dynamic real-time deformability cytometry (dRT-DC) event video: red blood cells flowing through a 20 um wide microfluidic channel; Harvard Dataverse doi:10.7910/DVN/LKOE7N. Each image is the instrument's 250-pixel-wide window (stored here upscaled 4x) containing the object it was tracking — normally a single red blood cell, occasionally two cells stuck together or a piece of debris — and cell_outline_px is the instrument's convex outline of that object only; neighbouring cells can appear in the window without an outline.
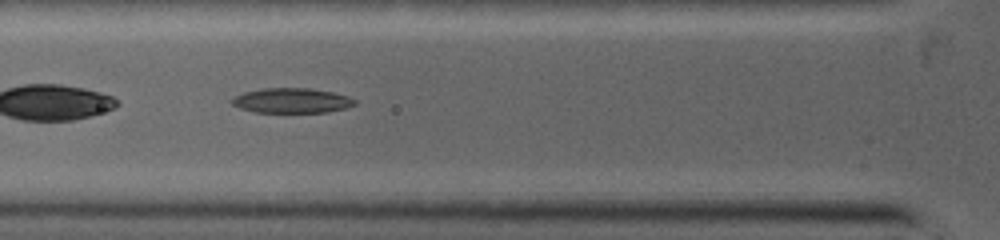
{"species": "common noctule bat (a hibernating species)", "species_latin": "Nyctalus noctula", "temperature_condition": "warm", "stored_images_in_passage": 62, "camera_frame_rate_fps": 5000, "um_per_image_px": 0.085, "animal": {"sex": "female", "body_mass_g": 19.0, "forearm_length_mm": 53.3}, "frame": {"image": 1, "passage_image": 10, "time_ms": 1.4, "image_size_px": [1000, 240], "cell_outline_px": [[356, 104], [344, 108], [328, 112], [256, 112], [240, 108], [232, 104], [228, 100], [232, 96], [244, 92], [260, 88], [308, 88], [332, 92], [348, 96], [356, 100]], "centroid_in_image_um": [24.74, 8.54], "position_along_channel_um": 101.1, "area_um2": 17.92}}
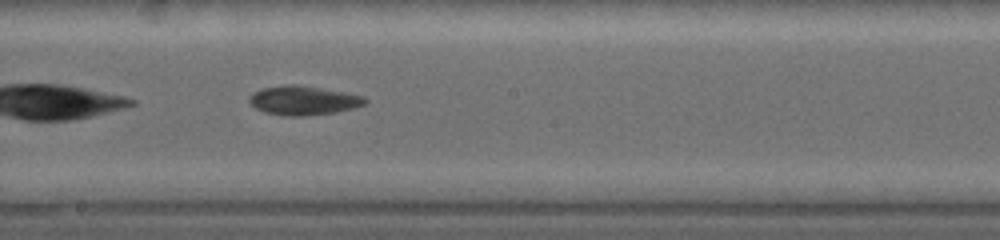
{"frame": {"image": 2, "passage_image": 30, "time_ms": 4.0, "image_size_px": [1000, 240], "cell_outline_px": [[368, 100], [364, 104], [352, 108], [336, 112], [296, 116], [288, 116], [264, 112], [256, 108], [248, 100], [248, 96], [252, 92], [264, 88], [284, 84], [296, 84], [344, 92], [364, 96]], "centroid_in_image_um": [25.75, 8.52], "position_along_channel_um": 222.4, "area_um2": 19.48}}
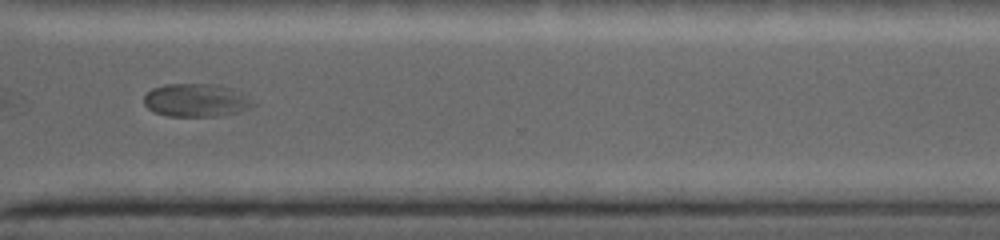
{"frame": {"image": 3, "passage_image": 48, "time_ms": 6.8, "image_size_px": [1000, 240], "cell_outline_px": [[256, 104], [248, 108], [236, 112], [212, 116], [168, 116], [156, 112], [148, 108], [144, 104], [144, 96], [152, 88], [164, 84], [220, 84], [232, 88], [252, 96], [256, 100]], "centroid_in_image_um": [16.73, 8.5], "position_along_channel_um": 353.9, "area_um2": 21.27}}